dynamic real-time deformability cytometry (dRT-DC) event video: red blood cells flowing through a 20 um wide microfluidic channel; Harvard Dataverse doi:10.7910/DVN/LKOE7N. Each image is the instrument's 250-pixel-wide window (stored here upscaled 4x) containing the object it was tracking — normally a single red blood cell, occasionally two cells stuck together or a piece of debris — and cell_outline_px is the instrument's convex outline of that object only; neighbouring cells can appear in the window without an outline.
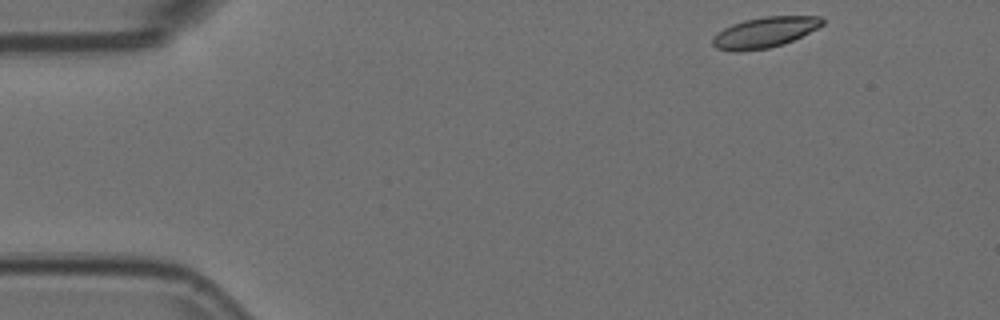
{"species": "Egyptian fruit bat (a non-hibernating species)", "species_latin": "Rousettus aegyptiacus", "temperature_condition": "room temperature", "stored_images_in_passage": 19, "camera_frame_rate_fps": 3000, "um_per_image_px": 0.085, "animal": {"sex": "female"}, "frame": {"image": 1, "passage_image": 1, "time_ms": 0.0, "image_size_px": [1000, 320], "cell_outline_px": [[824, 24], [784, 44], [768, 48], [740, 52], [732, 52], [716, 48], [712, 44], [712, 40], [724, 28], [732, 24], [744, 20], [764, 16], [820, 16], [824, 20]], "centroid_in_image_um": [64.98, 2.75], "position_along_channel_um": 20.0, "area_um2": 19.42}}
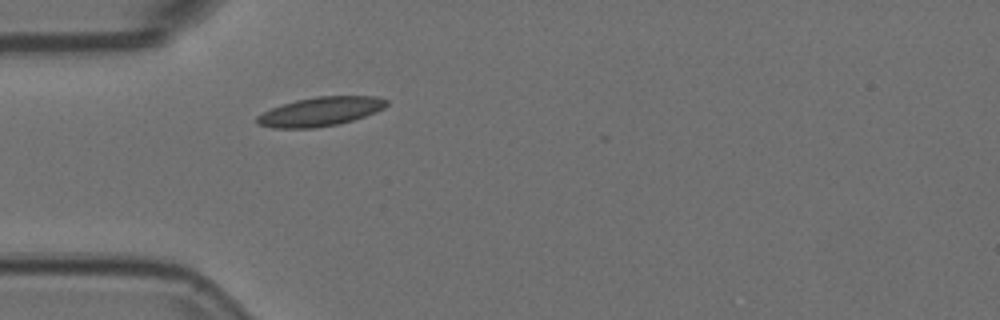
{"frame": {"image": 2, "passage_image": 11, "time_ms": 3.333, "image_size_px": [1000, 320], "cell_outline_px": [[388, 104], [384, 108], [376, 112], [340, 124], [316, 128], [272, 128], [260, 124], [256, 120], [256, 116], [272, 108], [296, 100], [316, 96], [376, 96], [388, 100]], "centroid_in_image_um": [27.26, 9.48], "position_along_channel_um": 57.7, "area_um2": 21.85}}
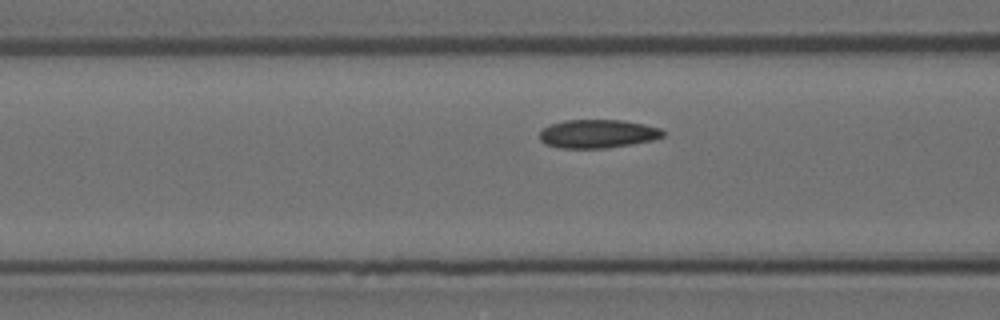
{"frame": {"image": 3, "passage_image": 16, "time_ms": 5.0, "image_size_px": [1000, 320], "cell_outline_px": [[664, 136], [652, 140], [632, 144], [604, 148], [560, 148], [544, 144], [540, 140], [540, 132], [544, 128], [552, 124], [564, 120], [624, 120], [644, 124], [660, 128], [664, 132]], "centroid_in_image_um": [50.8, 11.37], "position_along_channel_um": 115.8, "area_um2": 20.46}}